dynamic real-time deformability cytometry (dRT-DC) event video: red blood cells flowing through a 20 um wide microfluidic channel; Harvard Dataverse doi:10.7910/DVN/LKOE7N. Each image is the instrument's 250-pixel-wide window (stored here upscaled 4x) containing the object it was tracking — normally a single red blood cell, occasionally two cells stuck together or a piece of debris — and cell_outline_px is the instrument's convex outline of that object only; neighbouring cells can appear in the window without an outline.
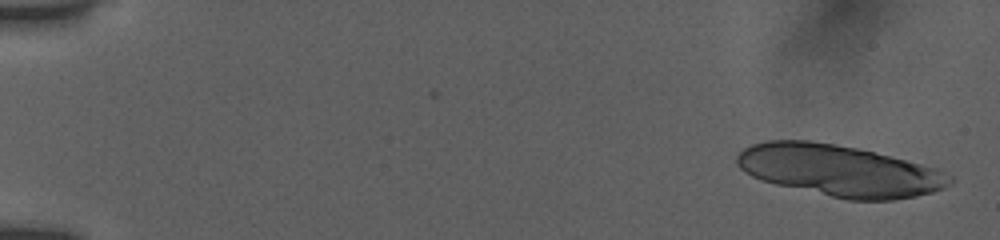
{"species": "human", "species_latin": "Homo sapiens", "temperature_condition": "room temperature", "stored_images_in_passage": 11, "camera_frame_rate_fps": 3000, "um_per_image_px": 0.085, "donor": {"sex": "female"}, "frame": {"image": 1, "passage_image": 2, "time_ms": 0.333, "image_size_px": [1000, 240], "cell_outline_px": [[956, 180], [952, 184], [944, 188], [932, 192], [916, 196], [892, 200], [848, 200], [776, 184], [752, 176], [744, 172], [736, 164], [736, 156], [744, 148], [752, 144], [768, 140], [808, 140], [856, 148], [936, 168], [952, 176]], "centroid_in_image_um": [71.35, 14.5], "position_along_channel_um": 13.6, "area_um2": 63.29}}